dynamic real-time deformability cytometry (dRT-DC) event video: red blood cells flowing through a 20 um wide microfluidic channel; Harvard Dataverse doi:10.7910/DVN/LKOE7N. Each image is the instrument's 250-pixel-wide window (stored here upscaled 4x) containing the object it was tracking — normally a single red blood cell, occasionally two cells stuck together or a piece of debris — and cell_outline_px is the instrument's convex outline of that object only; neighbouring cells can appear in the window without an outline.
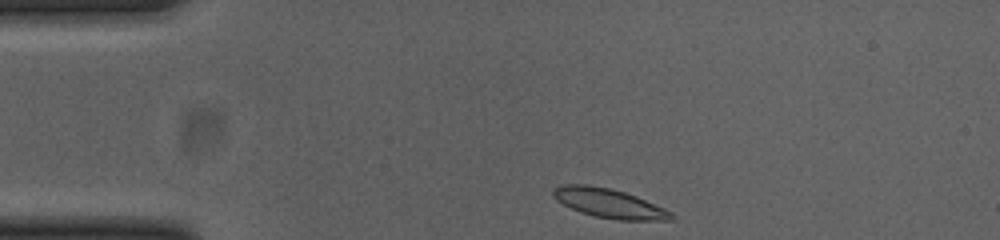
{"species": "common noctule bat (a hibernating species)", "species_latin": "Nyctalus noctula", "temperature_condition": "cold", "stored_images_in_passage": 36, "camera_frame_rate_fps": 3000, "um_per_image_px": 0.085, "animal": {"sex": "female", "body_mass_g": 23.0, "forearm_length_mm": 53.4}, "frame": {"image": 1, "passage_image": 1, "time_ms": 0.0, "image_size_px": [1000, 240], "cell_outline_px": [[676, 216], [672, 220], [616, 220], [596, 216], [580, 212], [556, 200], [552, 196], [552, 188], [560, 184], [588, 184], [608, 188], [624, 192], [636, 196], [664, 208], [672, 212]], "centroid_in_image_um": [51.75, 17.27], "position_along_channel_um": 33.2, "area_um2": 20.17}}
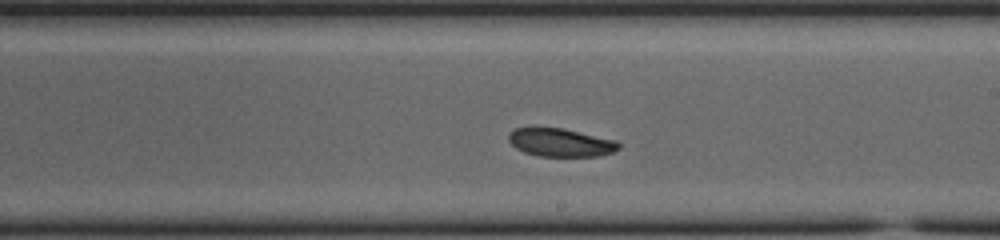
{"frame": {"image": 2, "passage_image": 21, "time_ms": 6.667, "image_size_px": [1000, 240], "cell_outline_px": [[620, 148], [612, 152], [600, 156], [536, 156], [524, 152], [516, 148], [508, 140], [508, 136], [516, 128], [560, 128], [616, 140], [620, 144]], "centroid_in_image_um": [47.66, 12.13], "position_along_channel_um": 241.3, "area_um2": 17.86}}
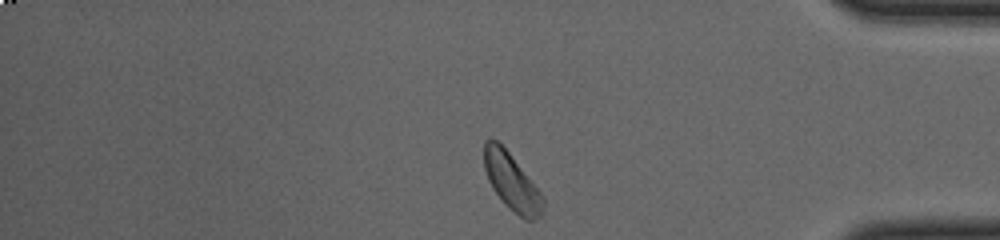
{"frame": {"image": 3, "passage_image": 35, "time_ms": 11.333, "image_size_px": [1000, 240], "cell_outline_px": [[544, 208], [540, 216], [532, 220], [524, 220], [508, 208], [504, 204], [492, 188], [488, 180], [484, 168], [484, 140], [496, 140], [508, 152], [540, 192], [544, 200]], "centroid_in_image_um": [43.48, 15.51], "position_along_channel_um": 391.7, "area_um2": 19.25}}